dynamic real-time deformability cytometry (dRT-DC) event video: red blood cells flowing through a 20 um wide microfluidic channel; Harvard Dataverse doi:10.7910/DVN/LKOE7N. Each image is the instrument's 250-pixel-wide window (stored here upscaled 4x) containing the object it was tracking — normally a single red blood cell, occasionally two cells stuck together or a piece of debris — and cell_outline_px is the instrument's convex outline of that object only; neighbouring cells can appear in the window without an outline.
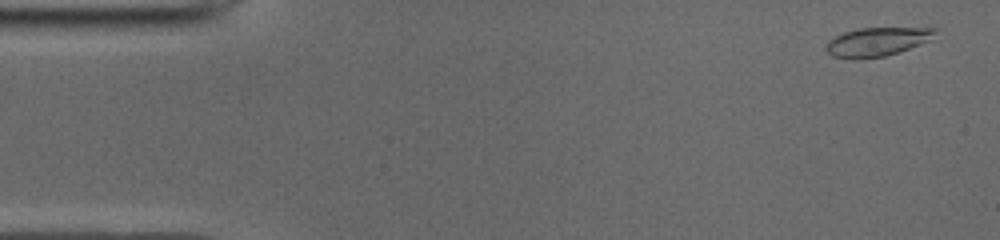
{"species": "common noctule bat (a hibernating species)", "species_latin": "Nyctalus noctula", "temperature_condition": "cold", "stored_images_in_passage": 50, "camera_frame_rate_fps": 3000, "um_per_image_px": 0.085, "animal": {"sex": "male", "body_mass_g": 19.0, "forearm_length_mm": 50.8}, "frame": {"image": 1, "passage_image": 2, "time_ms": 0.333, "image_size_px": [1000, 240], "cell_outline_px": [[936, 28], [928, 40], [908, 48], [884, 56], [852, 60], [832, 56], [828, 52], [828, 40], [844, 32], [860, 28]], "centroid_in_image_um": [74.46, 3.56], "position_along_channel_um": 10.5, "area_um2": 17.69}}
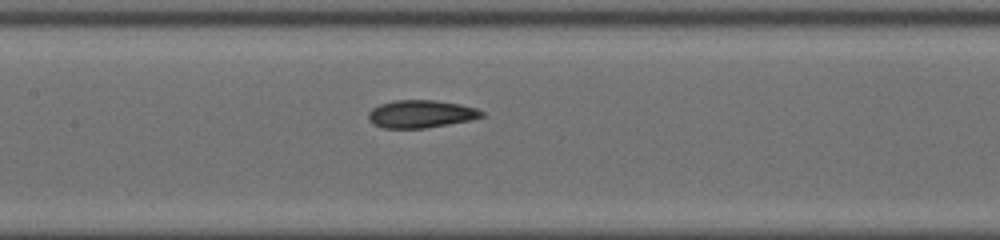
{"frame": {"image": 2, "passage_image": 23, "time_ms": 7.333, "image_size_px": [1000, 240], "cell_outline_px": [[484, 116], [468, 120], [448, 124], [424, 128], [384, 128], [372, 124], [368, 120], [368, 112], [372, 108], [380, 104], [396, 100], [432, 100], [460, 104], [476, 108], [484, 112]], "centroid_in_image_um": [35.74, 9.68], "position_along_channel_um": 171.7, "area_um2": 18.21}}
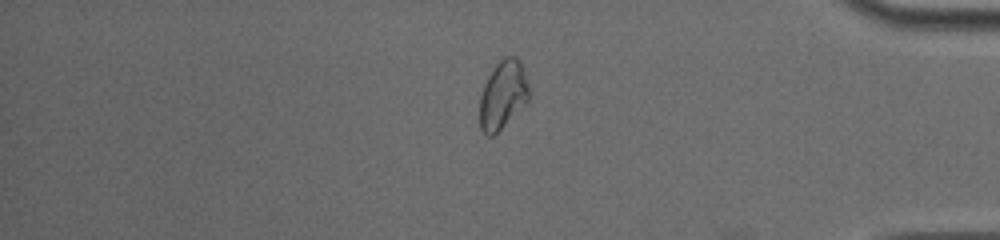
{"frame": {"image": 3, "passage_image": 42, "time_ms": 13.667, "image_size_px": [1000, 240], "cell_outline_px": [[528, 100], [492, 136], [488, 136], [480, 128], [480, 96], [484, 84], [492, 68], [504, 56], [516, 56], [520, 60], [524, 72], [528, 88]], "centroid_in_image_um": [42.72, 8.01], "position_along_channel_um": 392.5, "area_um2": 19.13}, "authors_computed_cell_mechanics": {"area_um2": 18.4382, "velocity_mm_per_s": 3.9489, "shape_relaxation_time_tau1_ms": null, "shape_relaxation_time_tau2_ms": 1.3756, "deformation_change_tau1": null, "deformation_change_tau2": 0.0456}}